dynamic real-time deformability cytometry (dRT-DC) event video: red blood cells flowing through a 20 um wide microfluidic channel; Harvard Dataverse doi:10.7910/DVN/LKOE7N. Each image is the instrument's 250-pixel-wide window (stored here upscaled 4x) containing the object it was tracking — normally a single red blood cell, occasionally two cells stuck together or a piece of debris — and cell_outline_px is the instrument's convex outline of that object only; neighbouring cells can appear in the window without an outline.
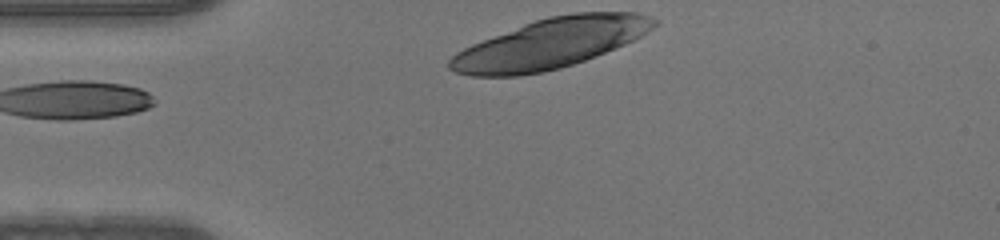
{"species": "human", "species_latin": "Homo sapiens", "temperature_condition": "warm", "stored_images_in_passage": 30, "camera_frame_rate_fps": 3000, "um_per_image_px": 0.085, "donor": {"sex": "male"}, "frame": {"image": 1, "passage_image": 1, "time_ms": 0.0, "image_size_px": [1000, 240], "cell_outline_px": [[660, 20], [648, 32], [624, 44], [596, 56], [560, 68], [540, 72], [516, 76], [472, 76], [456, 72], [448, 68], [448, 60], [456, 52], [472, 44], [524, 24], [548, 16], [576, 12], [636, 12]], "centroid_in_image_um": [46.77, 3.69], "position_along_channel_um": 38.2, "area_um2": 58.96}}